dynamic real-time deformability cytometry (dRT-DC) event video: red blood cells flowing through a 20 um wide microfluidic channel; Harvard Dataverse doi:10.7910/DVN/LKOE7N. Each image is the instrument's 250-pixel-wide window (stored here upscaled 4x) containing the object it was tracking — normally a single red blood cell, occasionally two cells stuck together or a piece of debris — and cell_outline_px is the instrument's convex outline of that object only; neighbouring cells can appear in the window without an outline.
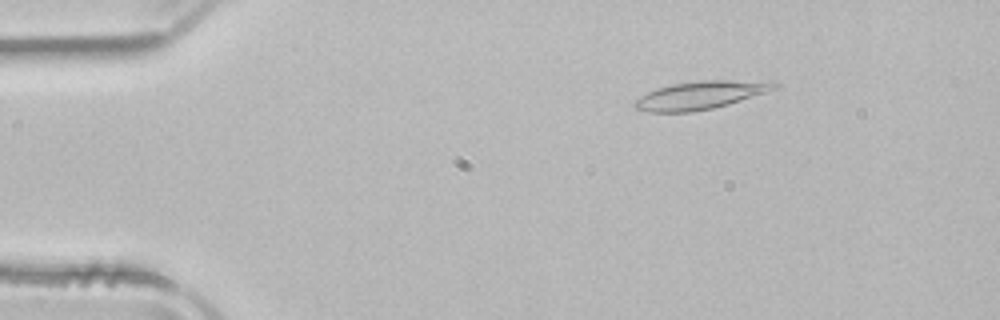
{"species": "common noctule bat (a hibernating species)", "species_latin": "Nyctalus noctula", "temperature_condition": "room temperature", "stored_images_in_passage": 52, "camera_frame_rate_fps": 3000, "um_per_image_px": 0.085, "animal": {"sex": "male", "body_mass_g": 21.5, "forearm_length_mm": 52.0}, "frame": {"image": 1, "passage_image": 8, "time_ms": 2.333, "image_size_px": [1000, 320], "cell_outline_px": [[776, 88], [728, 104], [712, 108], [692, 112], [648, 112], [632, 108], [632, 100], [656, 88], [672, 84], [700, 80], [728, 80], [776, 84]], "centroid_in_image_um": [59.32, 8.12], "position_along_channel_um": 25.7, "area_um2": 22.31}}
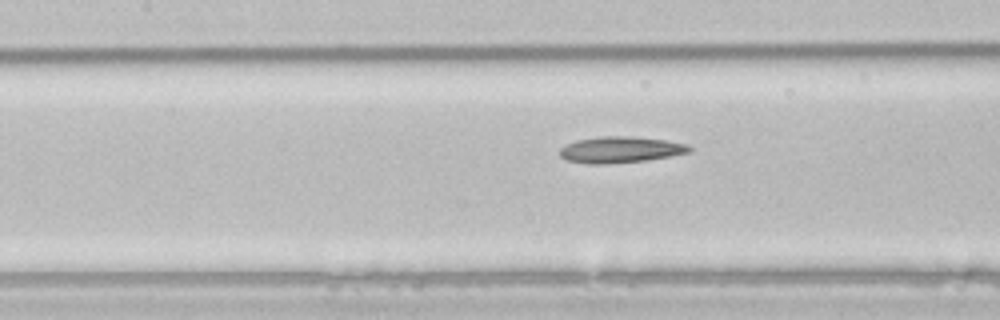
{"frame": {"image": 2, "passage_image": 23, "time_ms": 7.333, "image_size_px": [1000, 320], "cell_outline_px": [[692, 152], [648, 160], [608, 164], [588, 164], [564, 160], [560, 156], [560, 148], [576, 140], [600, 136], [632, 136], [668, 140], [688, 144], [692, 148]], "centroid_in_image_um": [52.76, 12.72], "position_along_channel_um": 154.6, "area_um2": 20.11}}
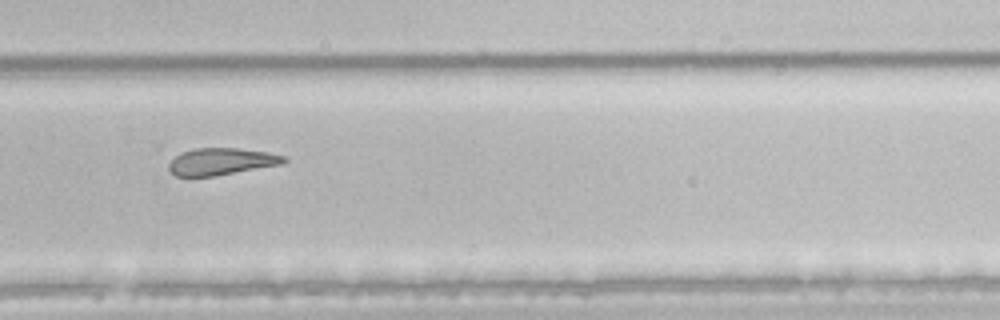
{"frame": {"image": 3, "passage_image": 35, "time_ms": 11.333, "image_size_px": [1000, 320], "cell_outline_px": [[288, 160], [284, 164], [216, 176], [176, 176], [168, 168], [168, 164], [180, 152], [196, 148], [240, 148], [268, 152], [284, 156]], "centroid_in_image_um": [18.85, 13.73], "position_along_channel_um": 311.0, "area_um2": 18.21}, "authors_computed_cell_mechanics": {"area_um2": 21.2126, "velocity_mm_per_s": 3.9294, "shape_relaxation_time_tau1_ms": null, "shape_relaxation_time_tau2_ms": 6.9185, "deformation_change_tau1": null, "deformation_change_tau2": 0.1704}}